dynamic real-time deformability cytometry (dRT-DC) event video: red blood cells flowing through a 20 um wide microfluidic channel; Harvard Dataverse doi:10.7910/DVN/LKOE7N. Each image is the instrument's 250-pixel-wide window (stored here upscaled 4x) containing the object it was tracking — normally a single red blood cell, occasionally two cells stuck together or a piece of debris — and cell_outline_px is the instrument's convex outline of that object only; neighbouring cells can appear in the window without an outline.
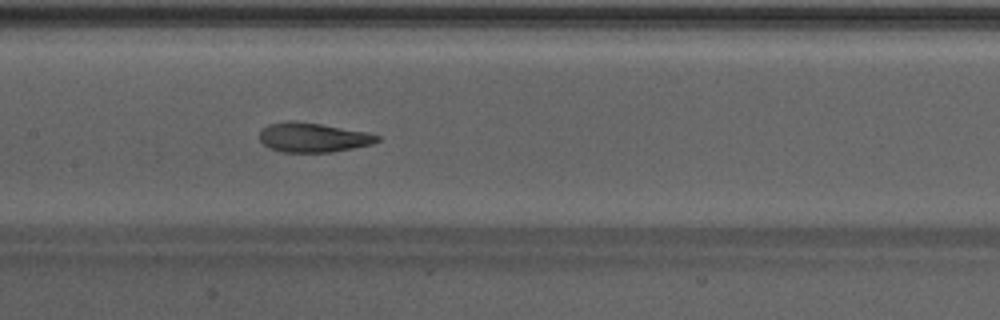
{"species": "Egyptian fruit bat (a non-hibernating species)", "species_latin": "Rousettus aegyptiacus", "temperature_condition": "warm", "stored_images_in_passage": 15, "camera_frame_rate_fps": 3000, "um_per_image_px": 0.085, "animal": {"sex": "male"}, "frame": {"image": 1, "passage_image": 10, "time_ms": 3.0, "image_size_px": [1000, 320], "cell_outline_px": [[380, 140], [372, 144], [332, 152], [280, 152], [268, 148], [260, 140], [260, 132], [268, 124], [288, 120], [320, 124], [364, 132], [380, 136]], "centroid_in_image_um": [26.57, 11.69], "position_along_channel_um": 180.8, "area_um2": 20.0}}
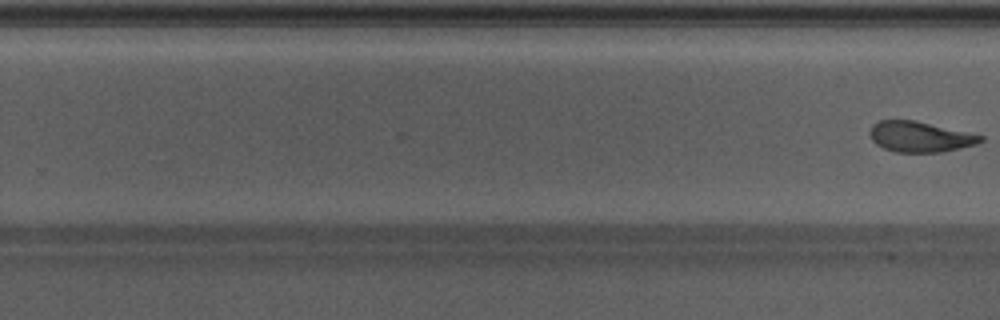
{"frame": {"image": 2, "passage_image": 15, "time_ms": 4.667, "image_size_px": [1000, 320], "cell_outline_px": [[984, 140], [976, 144], [940, 152], [896, 152], [884, 148], [876, 144], [872, 140], [868, 132], [872, 124], [880, 120], [916, 120], [968, 132], [984, 136]], "centroid_in_image_um": [78.17, 11.61], "position_along_channel_um": 251.6, "area_um2": 19.71}}